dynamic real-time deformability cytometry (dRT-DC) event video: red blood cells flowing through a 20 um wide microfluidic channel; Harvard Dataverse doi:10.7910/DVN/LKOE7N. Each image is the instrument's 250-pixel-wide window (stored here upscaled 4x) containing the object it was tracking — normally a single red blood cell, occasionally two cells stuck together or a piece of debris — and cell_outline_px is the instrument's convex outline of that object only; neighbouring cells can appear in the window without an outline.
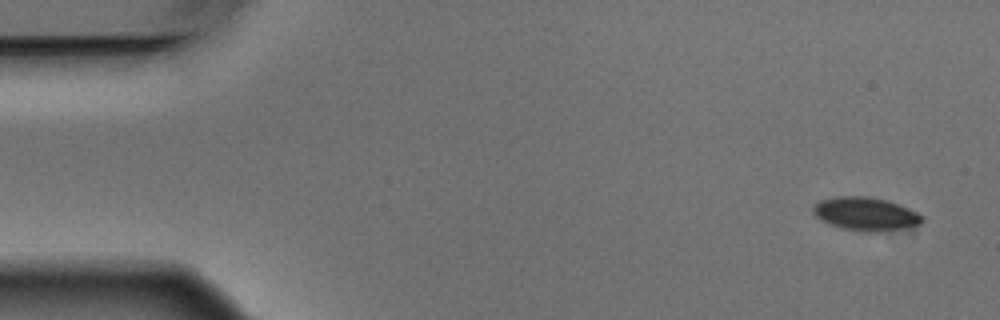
{"species": "Egyptian fruit bat (a non-hibernating species)", "species_latin": "Rousettus aegyptiacus", "temperature_condition": "warm", "stored_images_in_passage": 6, "camera_frame_rate_fps": 3000, "um_per_image_px": 0.085, "animal": {"sex": "male"}, "frame": {"image": 1, "passage_image": 1, "time_ms": 0.0, "image_size_px": [1000, 320], "cell_outline_px": [[924, 220], [920, 224], [912, 228], [880, 232], [860, 232], [840, 228], [820, 220], [812, 212], [812, 208], [820, 200], [836, 196], [868, 196], [884, 200], [908, 208], [924, 216]], "centroid_in_image_um": [73.59, 18.21], "position_along_channel_um": 11.4, "area_um2": 21.5}}
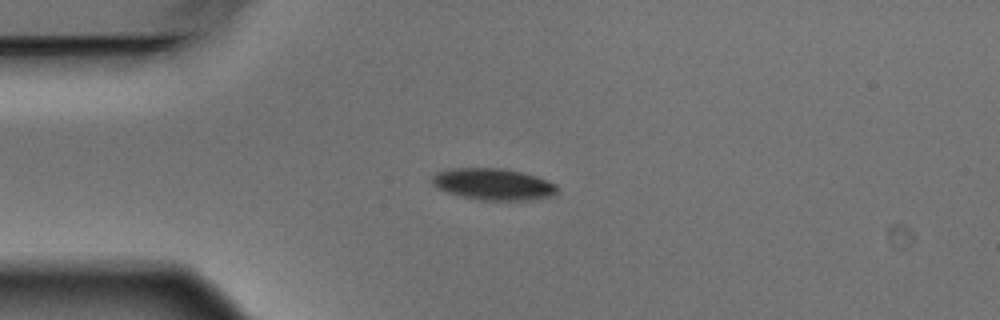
{"frame": {"image": 2, "passage_image": 4, "time_ms": 1.0, "image_size_px": [1000, 320], "cell_outline_px": [[556, 196], [528, 200], [484, 200], [464, 196], [448, 192], [436, 188], [432, 184], [432, 176], [436, 172], [452, 168], [500, 168], [520, 172], [536, 176], [556, 184]], "centroid_in_image_um": [41.93, 15.65], "position_along_channel_um": 43.1, "area_um2": 22.89}}
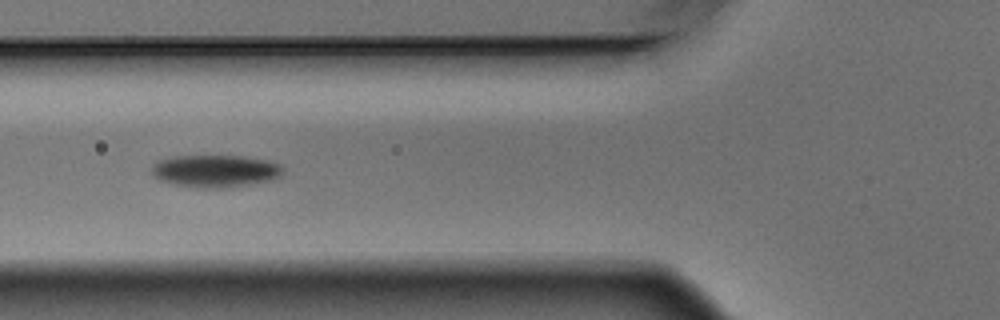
{"frame": {"image": 3, "passage_image": 6, "time_ms": 1.667, "image_size_px": [1000, 320], "cell_outline_px": [[284, 172], [280, 176], [268, 180], [228, 188], [196, 188], [176, 184], [160, 180], [152, 172], [152, 164], [160, 160], [176, 156], [244, 156], [268, 160], [280, 164], [284, 168]], "centroid_in_image_um": [18.33, 14.53], "position_along_channel_um": 107.5, "area_um2": 24.68}}